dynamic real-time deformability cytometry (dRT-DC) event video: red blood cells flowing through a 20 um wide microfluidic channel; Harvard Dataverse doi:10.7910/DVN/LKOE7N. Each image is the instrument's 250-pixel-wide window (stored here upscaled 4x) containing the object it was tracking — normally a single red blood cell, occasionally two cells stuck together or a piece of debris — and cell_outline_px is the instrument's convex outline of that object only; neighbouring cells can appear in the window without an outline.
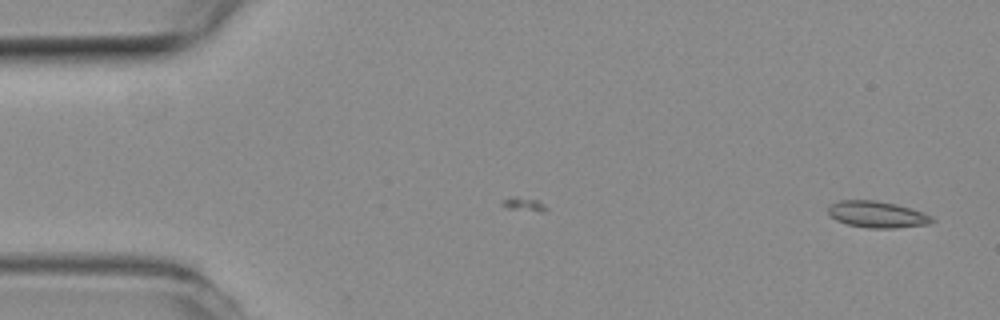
{"species": "common noctule bat (a hibernating species)", "species_latin": "Nyctalus noctula", "temperature_condition": "room temperature", "stored_images_in_passage": 53, "camera_frame_rate_fps": 3000, "um_per_image_px": 0.085, "animal": {"sex": "female", "body_mass_g": 19.3, "forearm_length_mm": 54.1}, "frame": {"image": 1, "passage_image": 1, "time_ms": 0.0, "image_size_px": [1000, 320], "cell_outline_px": [[936, 220], [928, 224], [892, 228], [868, 228], [848, 224], [836, 220], [828, 212], [828, 204], [840, 200], [876, 200], [896, 204], [912, 208], [924, 212], [932, 216]], "centroid_in_image_um": [74.57, 18.21], "position_along_channel_um": 10.4, "area_um2": 16.13}}
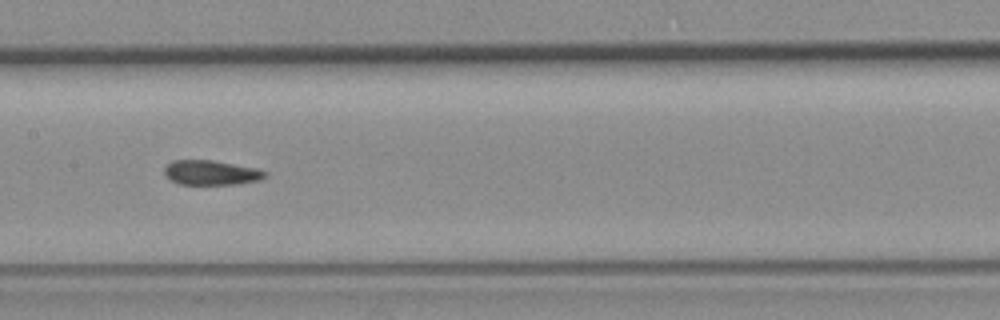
{"frame": {"image": 2, "passage_image": 25, "time_ms": 8.0, "image_size_px": [1000, 320], "cell_outline_px": [[268, 176], [260, 180], [236, 184], [180, 184], [164, 176], [164, 168], [172, 160], [212, 160], [256, 168], [268, 172]], "centroid_in_image_um": [17.96, 14.67], "position_along_channel_um": 189.4, "area_um2": 14.51}}
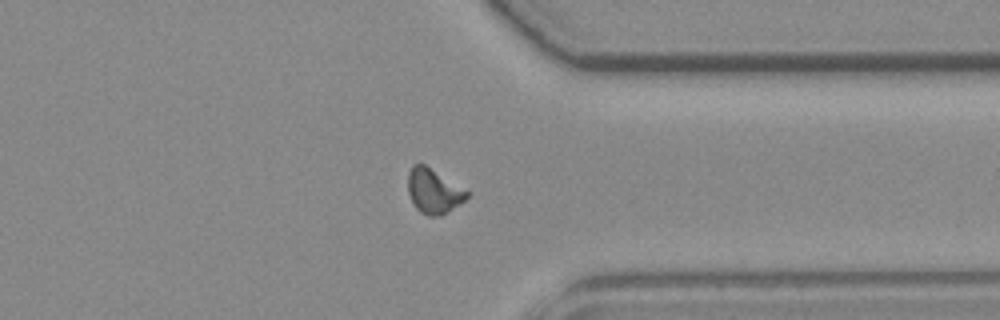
{"frame": {"image": 3, "passage_image": 40, "time_ms": 13.0, "image_size_px": [1000, 320], "cell_outline_px": [[472, 192], [464, 200], [440, 216], [428, 216], [420, 212], [416, 208], [408, 192], [408, 172], [412, 164], [424, 164], [468, 188]], "centroid_in_image_um": [36.9, 16.21], "position_along_channel_um": 374.5, "area_um2": 15.61}, "authors_computed_cell_mechanics": {"area_um2": 15.2014, "velocity_mm_per_s": 3.807, "shape_relaxation_time_tau1_ms": null, "shape_relaxation_time_tau2_ms": 3.7206, "deformation_change_tau1": null, "deformation_change_tau2": 0.0677}}